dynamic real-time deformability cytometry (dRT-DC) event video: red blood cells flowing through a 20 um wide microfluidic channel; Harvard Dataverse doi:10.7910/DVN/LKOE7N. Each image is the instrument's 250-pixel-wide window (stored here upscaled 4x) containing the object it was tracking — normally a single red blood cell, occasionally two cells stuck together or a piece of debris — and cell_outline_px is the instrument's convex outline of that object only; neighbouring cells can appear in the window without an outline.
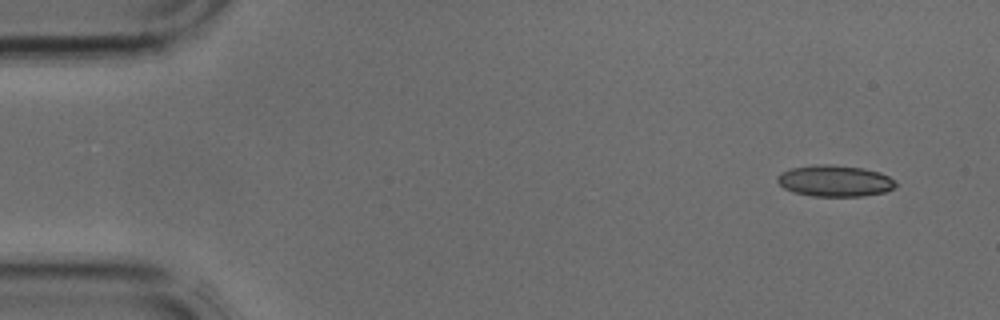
{"species": "common noctule bat (a hibernating species)", "species_latin": "Nyctalus noctula", "temperature_condition": "cold", "stored_images_in_passage": 3, "camera_frame_rate_fps": 3000, "um_per_image_px": 0.085, "animal": {"sex": "male", "body_mass_g": 17.9, "forearm_length_mm": 54.2}, "frame": {"image": 1, "passage_image": 1, "time_ms": 0.0, "image_size_px": [1000, 320], "cell_outline_px": [[896, 188], [884, 192], [864, 196], [812, 196], [792, 192], [784, 188], [776, 180], [776, 176], [780, 172], [792, 168], [812, 164], [828, 164], [864, 168], [880, 172], [888, 176], [896, 184]], "centroid_in_image_um": [70.93, 15.37], "position_along_channel_um": 14.1, "area_um2": 21.79}}